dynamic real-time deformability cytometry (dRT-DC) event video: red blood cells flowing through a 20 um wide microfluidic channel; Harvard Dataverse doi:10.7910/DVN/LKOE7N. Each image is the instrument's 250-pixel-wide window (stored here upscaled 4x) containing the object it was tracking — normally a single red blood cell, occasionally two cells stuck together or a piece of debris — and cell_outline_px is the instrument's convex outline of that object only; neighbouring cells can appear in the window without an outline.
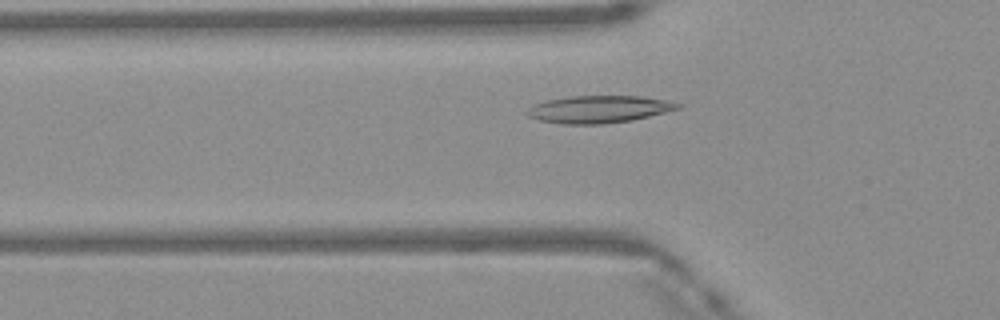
{"species": "Egyptian fruit bat (a non-hibernating species)", "species_latin": "Rousettus aegyptiacus", "temperature_condition": "warm", "stored_images_in_passage": 35, "camera_frame_rate_fps": 3000, "um_per_image_px": 0.085, "frame": {"image": 1, "passage_image": 3, "time_ms": 0.667, "image_size_px": [1000, 320], "cell_outline_px": [[684, 104], [680, 108], [632, 120], [604, 124], [564, 124], [540, 120], [528, 116], [524, 112], [532, 104], [548, 100], [572, 96], [640, 96], [664, 100]], "centroid_in_image_um": [50.87, 9.28], "position_along_channel_um": 74.9, "area_um2": 23.87}}
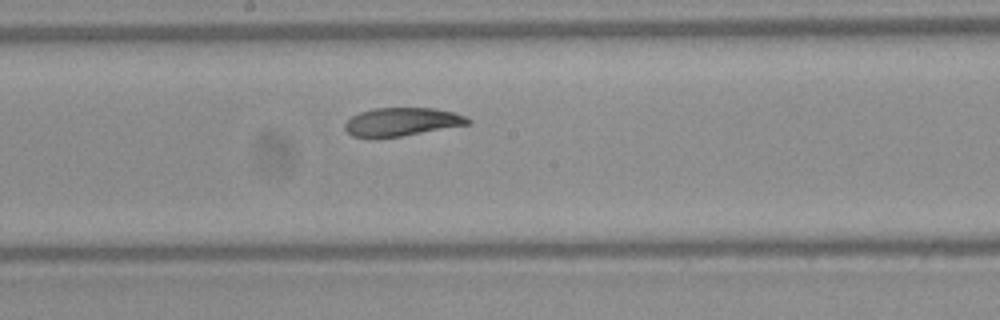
{"frame": {"image": 2, "passage_image": 13, "time_ms": 4.0, "image_size_px": [1000, 320], "cell_outline_px": [[472, 124], [400, 136], [352, 136], [344, 128], [344, 124], [352, 116], [360, 112], [376, 108], [432, 108], [452, 112], [464, 116], [472, 120]], "centroid_in_image_um": [34.2, 10.34], "position_along_channel_um": 214.0, "area_um2": 19.88}}
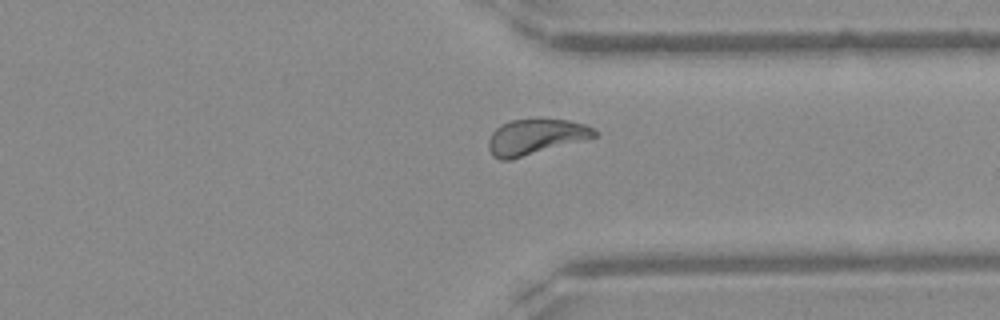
{"frame": {"image": 3, "passage_image": 24, "time_ms": 7.667, "image_size_px": [1000, 320], "cell_outline_px": [[600, 136], [512, 160], [500, 160], [492, 156], [488, 148], [488, 140], [492, 132], [500, 124], [512, 120], [568, 120], [584, 124], [596, 128], [600, 132]], "centroid_in_image_um": [45.56, 11.66], "position_along_channel_um": 365.8, "area_um2": 22.25}, "authors_computed_cell_mechanics": {"area_um2": 21.9062, "velocity_mm_per_s": 4.1453, "shape_relaxation_time_tau1_ms": null, "shape_relaxation_time_tau2_ms": 2.7305, "deformation_change_tau1": null, "deformation_change_tau2": 0.077}}